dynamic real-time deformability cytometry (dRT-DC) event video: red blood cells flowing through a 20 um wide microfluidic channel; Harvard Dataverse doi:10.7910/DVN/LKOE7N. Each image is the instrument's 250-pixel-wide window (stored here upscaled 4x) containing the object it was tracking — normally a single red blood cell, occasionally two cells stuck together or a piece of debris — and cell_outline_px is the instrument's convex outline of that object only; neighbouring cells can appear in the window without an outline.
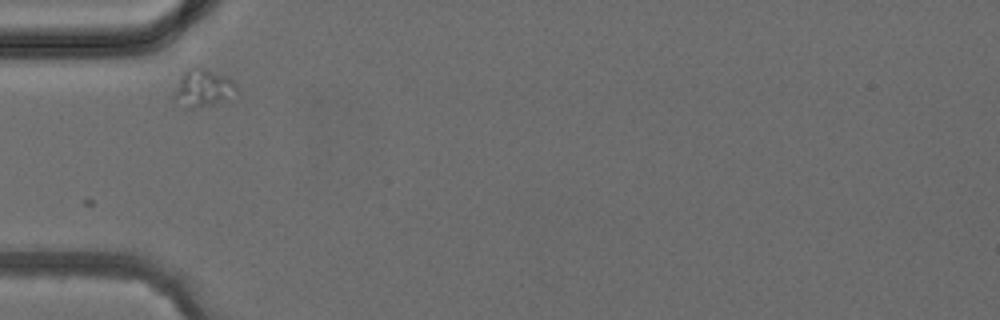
{"species": "common noctule bat (a hibernating species)", "species_latin": "Nyctalus noctula", "temperature_condition": "cold", "stored_images_in_passage": 2, "camera_frame_rate_fps": 3000, "um_per_image_px": 0.085, "animal": {"sex": "female", "body_mass_g": 24.6, "forearm_length_mm": 56.2}, "frame": {"image": 1, "passage_image": 1, "time_ms": 0.0, "image_size_px": [1000, 320], "cell_outline_px": [[240, 92], [212, 104], [196, 108], [184, 108], [172, 96], [184, 72], [188, 68], [204, 68], [228, 76], [236, 84]], "centroid_in_image_um": [17.29, 7.49], "position_along_channel_um": 67.7, "area_um2": 13.47}}